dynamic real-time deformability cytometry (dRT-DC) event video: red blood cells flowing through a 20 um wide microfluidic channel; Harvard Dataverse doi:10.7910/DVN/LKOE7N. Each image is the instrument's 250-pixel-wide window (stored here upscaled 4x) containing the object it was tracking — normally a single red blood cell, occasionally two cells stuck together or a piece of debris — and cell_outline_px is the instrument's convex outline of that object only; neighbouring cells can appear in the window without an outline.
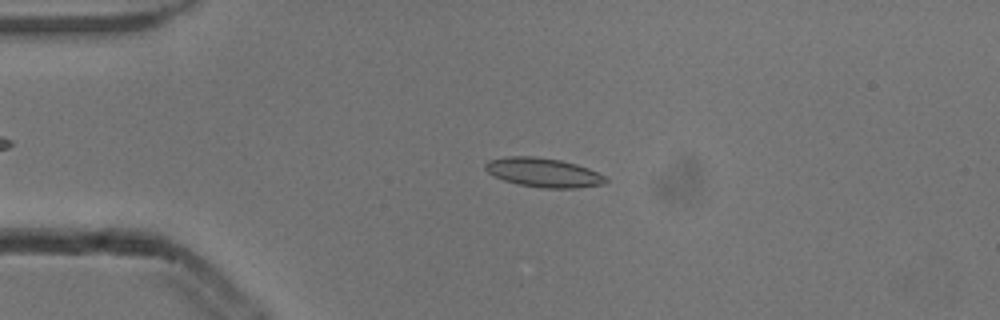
{"species": "common noctule bat (a hibernating species)", "species_latin": "Nyctalus noctula", "temperature_condition": "cold", "stored_images_in_passage": 4, "camera_frame_rate_fps": 3000, "um_per_image_px": 0.085, "animal": {"sex": "male", "body_mass_g": 13.3}, "frame": {"image": 1, "passage_image": 3, "time_ms": 0.667, "image_size_px": [1000, 320], "cell_outline_px": [[608, 180], [604, 184], [576, 188], [540, 188], [520, 184], [504, 180], [488, 172], [484, 168], [484, 164], [488, 160], [508, 156], [536, 156], [560, 160], [576, 164], [588, 168], [604, 176]], "centroid_in_image_um": [46.18, 14.66], "position_along_channel_um": 38.8, "area_um2": 20.35}}